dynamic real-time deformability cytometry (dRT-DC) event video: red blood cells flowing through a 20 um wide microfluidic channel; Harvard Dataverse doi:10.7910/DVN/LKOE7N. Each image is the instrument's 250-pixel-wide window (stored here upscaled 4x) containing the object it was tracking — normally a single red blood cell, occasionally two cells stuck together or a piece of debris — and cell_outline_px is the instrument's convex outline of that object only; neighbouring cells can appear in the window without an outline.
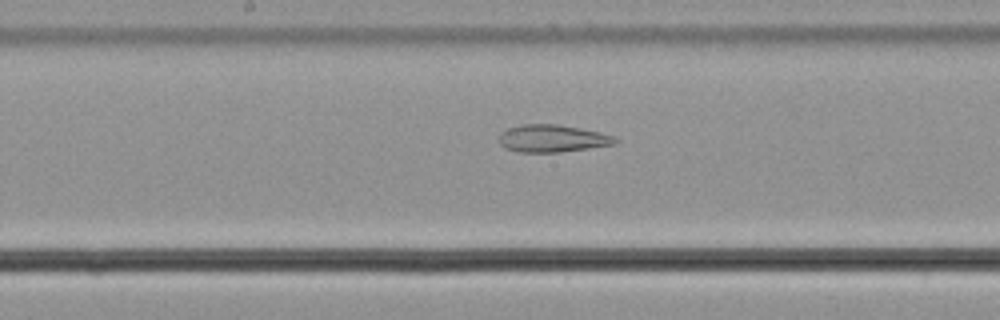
{"species": "common noctule bat (a hibernating species)", "species_latin": "Nyctalus noctula", "temperature_condition": "cold", "stored_images_in_passage": 42, "camera_frame_rate_fps": 3000, "um_per_image_px": 0.085, "animal": {"sex": "male", "body_mass_g": 21.5, "forearm_length_mm": 52.0}, "frame": {"image": 1, "passage_image": 15, "time_ms": 4.667, "image_size_px": [1000, 320], "cell_outline_px": [[620, 140], [616, 144], [560, 152], [516, 152], [504, 148], [500, 144], [496, 136], [500, 132], [508, 128], [520, 124], [556, 124], [580, 128], [600, 132], [616, 136]], "centroid_in_image_um": [46.92, 11.77], "position_along_channel_um": 201.3, "area_um2": 18.9}}
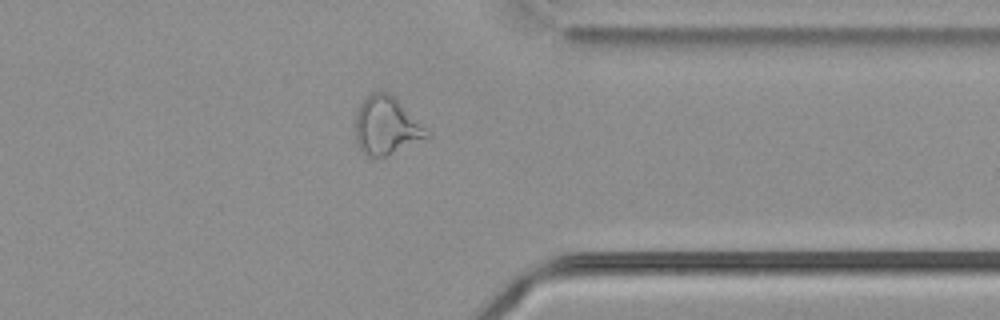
{"frame": {"image": 2, "passage_image": 30, "time_ms": 9.667, "image_size_px": [1000, 320], "cell_outline_px": [[432, 132], [428, 136], [384, 156], [364, 156], [356, 144], [356, 112], [360, 104], [372, 92], [384, 92], [392, 96]], "centroid_in_image_um": [32.81, 10.7], "position_along_channel_um": 378.6, "area_um2": 23.52}}
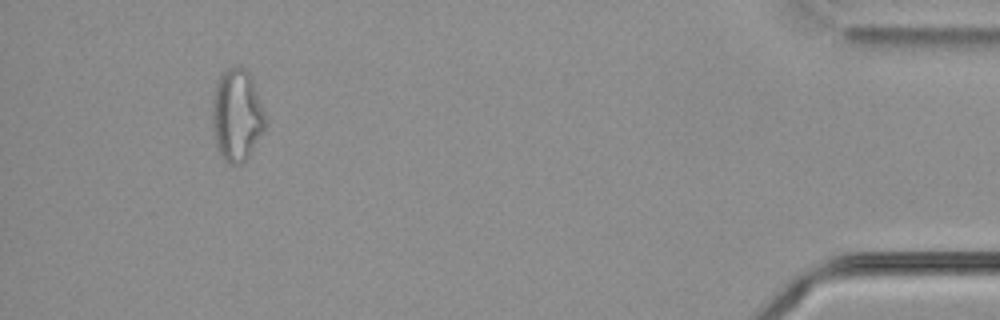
{"frame": {"image": 3, "passage_image": 38, "time_ms": 12.333, "image_size_px": [1000, 320], "cell_outline_px": [[268, 120], [264, 128], [248, 156], [240, 164], [228, 164], [220, 156], [216, 144], [212, 124], [212, 100], [216, 84], [224, 68], [236, 64], [240, 64], [248, 68], [252, 76]], "centroid_in_image_um": [20.13, 9.7], "position_along_channel_um": 415.1, "area_um2": 29.07}, "authors_computed_cell_mechanics": {"area_um2": 22.3686, "velocity_mm_per_s": 3.6722, "shape_relaxation_time_tau1_ms": null, "shape_relaxation_time_tau2_ms": 3.5868, "deformation_change_tau1": null, "deformation_change_tau2": 0.1422}}